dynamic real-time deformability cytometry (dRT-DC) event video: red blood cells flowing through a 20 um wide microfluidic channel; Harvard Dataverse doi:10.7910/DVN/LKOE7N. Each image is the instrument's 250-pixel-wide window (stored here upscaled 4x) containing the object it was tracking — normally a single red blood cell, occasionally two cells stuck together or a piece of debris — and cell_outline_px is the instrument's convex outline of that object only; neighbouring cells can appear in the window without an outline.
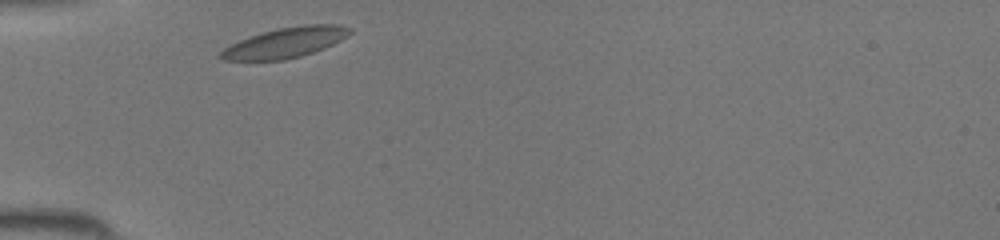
{"species": "common noctule bat (a hibernating species)", "species_latin": "Nyctalus noctula", "temperature_condition": "room temperature", "stored_images_in_passage": 25, "camera_frame_rate_fps": 3000, "um_per_image_px": 0.085, "animal": {"sex": "female", "body_mass_g": 19.5, "forearm_length_mm": 54.1}, "frame": {"image": 1, "passage_image": 1, "time_ms": 0.0, "image_size_px": [1000, 240], "cell_outline_px": [[352, 32], [348, 36], [324, 48], [300, 56], [284, 60], [224, 60], [220, 56], [220, 52], [224, 48], [248, 36], [280, 28], [304, 24], [340, 24], [352, 28]], "centroid_in_image_um": [24.3, 3.61], "position_along_channel_um": 60.7, "area_um2": 22.54}}
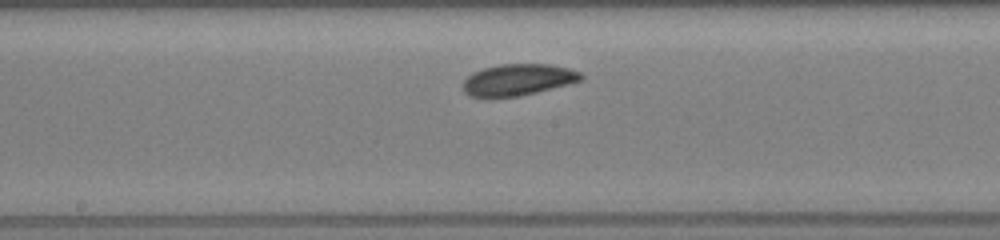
{"frame": {"image": 2, "passage_image": 11, "time_ms": 3.333, "image_size_px": [1000, 240], "cell_outline_px": [[584, 76], [580, 80], [536, 92], [516, 96], [472, 96], [464, 92], [464, 80], [472, 72], [484, 68], [500, 64], [548, 64], [568, 68], [584, 72]], "centroid_in_image_um": [44.05, 6.75], "position_along_channel_um": 204.2, "area_um2": 21.21}}
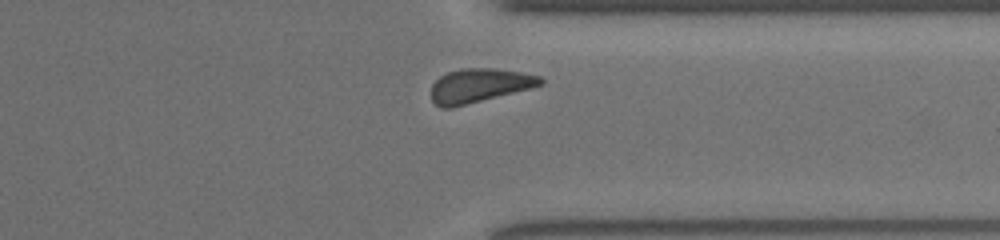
{"frame": {"image": 3, "passage_image": 22, "time_ms": 7.0, "image_size_px": [1000, 240], "cell_outline_px": [[544, 84], [532, 88], [452, 108], [440, 108], [432, 100], [432, 84], [440, 76], [448, 72], [460, 68], [492, 68], [520, 72], [540, 76], [544, 80]], "centroid_in_image_um": [40.74, 7.27], "position_along_channel_um": 370.7, "area_um2": 21.68}}